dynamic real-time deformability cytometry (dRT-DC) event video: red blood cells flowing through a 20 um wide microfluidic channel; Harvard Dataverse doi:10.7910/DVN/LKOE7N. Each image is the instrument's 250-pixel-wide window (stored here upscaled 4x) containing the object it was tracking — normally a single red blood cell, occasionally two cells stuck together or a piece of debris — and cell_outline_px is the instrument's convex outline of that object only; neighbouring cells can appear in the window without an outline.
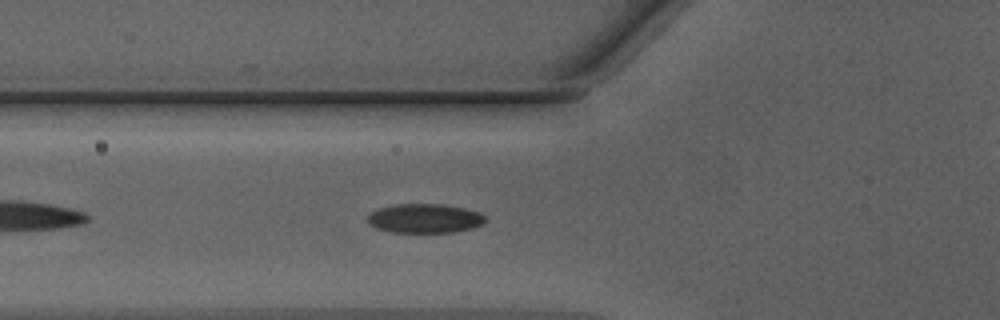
{"species": "Egyptian fruit bat (a non-hibernating species)", "species_latin": "Rousettus aegyptiacus", "temperature_condition": "warm", "stored_images_in_passage": 30, "camera_frame_rate_fps": 3000, "um_per_image_px": 0.085, "animal": {"sex": "male"}, "frame": {"image": 1, "passage_image": 5, "time_ms": 1.333, "image_size_px": [1000, 320], "cell_outline_px": [[484, 224], [472, 228], [452, 232], [388, 232], [376, 228], [368, 224], [368, 212], [376, 208], [392, 204], [444, 204], [464, 208], [480, 212], [484, 216]], "centroid_in_image_um": [36.04, 18.55], "position_along_channel_um": 89.8, "area_um2": 20.29}}
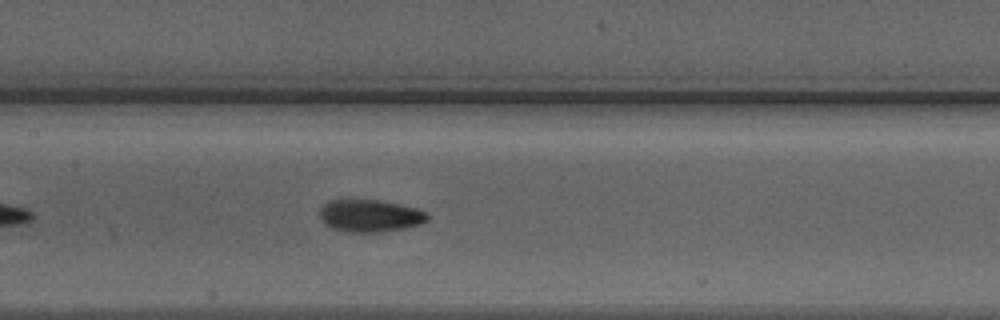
{"frame": {"image": 2, "passage_image": 11, "time_ms": 3.333, "image_size_px": [1000, 320], "cell_outline_px": [[428, 220], [420, 224], [380, 232], [348, 232], [332, 228], [324, 224], [320, 220], [320, 208], [328, 200], [348, 196], [380, 200], [416, 208], [424, 212], [428, 216]], "centroid_in_image_um": [31.34, 18.28], "position_along_channel_um": 176.1, "area_um2": 20.87}}
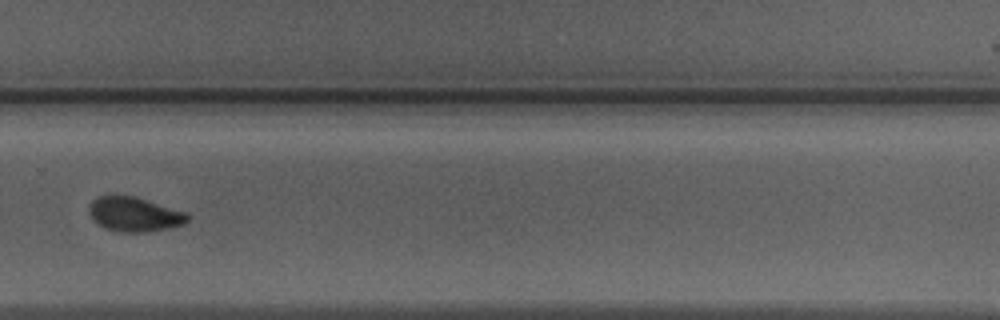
{"frame": {"image": 3, "passage_image": 21, "time_ms": 6.667, "image_size_px": [1000, 320], "cell_outline_px": [[192, 216], [184, 224], [168, 228], [140, 232], [120, 232], [104, 228], [92, 220], [88, 212], [88, 208], [92, 200], [96, 196], [108, 192], [112, 192], [136, 196], [188, 212]], "centroid_in_image_um": [11.38, 18.15], "position_along_channel_um": 318.4, "area_um2": 20.69}, "authors_computed_cell_mechanics": {"area_um2": 20.4612, "velocity_mm_per_s": 4.2892, "shape_relaxation_time_tau1_ms": 2.5226, "shape_relaxation_time_tau2_ms": 1.2673, "deformation_change_tau1": 0.1073, "deformation_change_tau2": 0.0576}}